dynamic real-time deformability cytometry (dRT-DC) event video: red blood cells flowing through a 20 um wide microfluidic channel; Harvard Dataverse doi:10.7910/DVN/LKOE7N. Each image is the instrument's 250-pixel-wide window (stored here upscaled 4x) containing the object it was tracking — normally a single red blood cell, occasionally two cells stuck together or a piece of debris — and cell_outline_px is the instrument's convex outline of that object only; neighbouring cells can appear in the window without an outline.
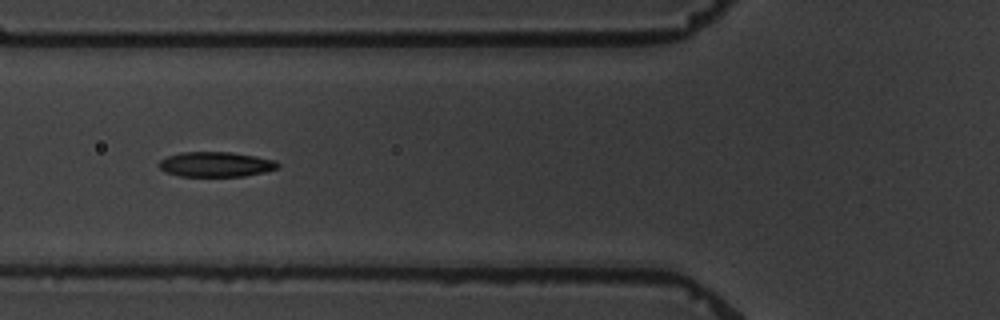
{"species": "common noctule bat (a hibernating species)", "species_latin": "Nyctalus noctula", "temperature_condition": "warm", "stored_images_in_passage": 9, "camera_frame_rate_fps": 3000, "um_per_image_px": 0.085, "animal": {"sex": "male", "body_mass_g": 19.5, "forearm_length_mm": 54.6}, "frame": {"image": 1, "passage_image": 7, "time_ms": 7.0, "image_size_px": [1000, 320], "cell_outline_px": [[280, 168], [264, 172], [244, 176], [180, 176], [164, 172], [156, 164], [160, 160], [168, 156], [180, 152], [232, 152], [256, 156], [276, 160], [280, 164]], "centroid_in_image_um": [18.35, 13.96], "position_along_channel_um": 107.5, "area_um2": 17.51}}
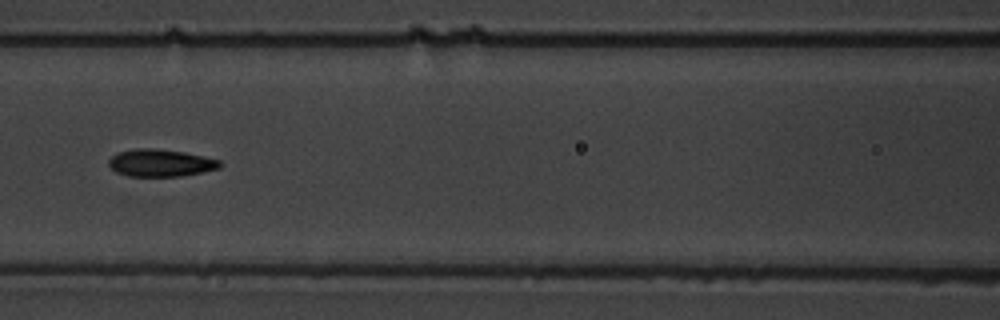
{"frame": {"image": 2, "passage_image": 8, "time_ms": 8.333, "image_size_px": [1000, 320], "cell_outline_px": [[220, 168], [180, 176], [128, 176], [116, 172], [108, 164], [108, 160], [116, 152], [136, 148], [152, 148], [184, 152], [204, 156], [220, 160]], "centroid_in_image_um": [13.61, 13.84], "position_along_channel_um": 153.0, "area_um2": 17.63}}
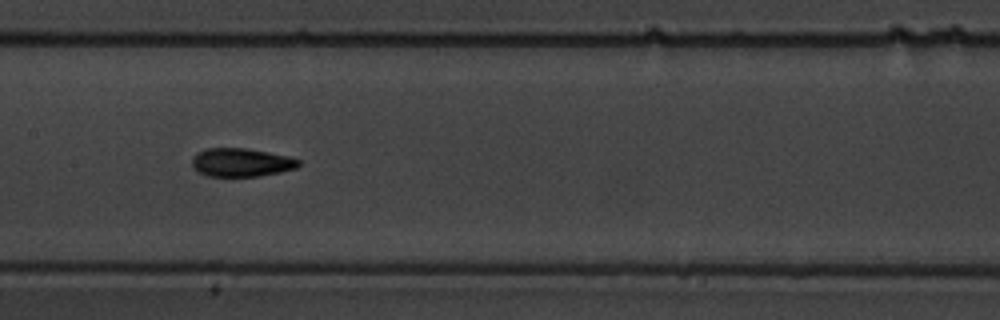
{"frame": {"image": 3, "passage_image": 9, "time_ms": 9.333, "image_size_px": [1000, 320], "cell_outline_px": [[300, 164], [296, 168], [280, 172], [260, 176], [208, 176], [200, 172], [192, 164], [192, 160], [196, 152], [204, 148], [244, 148], [268, 152], [288, 156], [300, 160]], "centroid_in_image_um": [20.51, 13.8], "position_along_channel_um": 186.9, "area_um2": 17.57}}